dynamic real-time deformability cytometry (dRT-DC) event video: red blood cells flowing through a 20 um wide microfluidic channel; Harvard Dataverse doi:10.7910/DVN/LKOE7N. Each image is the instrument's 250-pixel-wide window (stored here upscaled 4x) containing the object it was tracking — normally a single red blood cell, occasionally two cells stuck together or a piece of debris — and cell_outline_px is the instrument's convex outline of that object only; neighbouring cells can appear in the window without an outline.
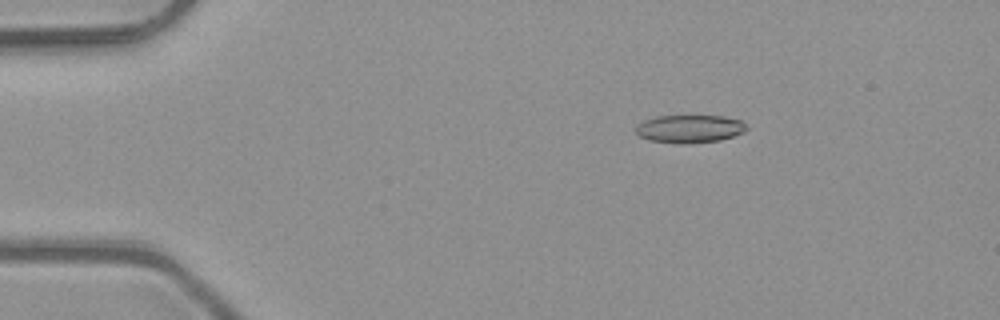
{"species": "common noctule bat (a hibernating species)", "species_latin": "Nyctalus noctula", "temperature_condition": "room temperature", "stored_images_in_passage": 51, "camera_frame_rate_fps": 3000, "um_per_image_px": 0.085, "animal": {"sex": "male", "body_mass_g": 23.1, "forearm_length_mm": 52.7}, "frame": {"image": 1, "passage_image": 9, "time_ms": 2.667, "image_size_px": [1000, 320], "cell_outline_px": [[748, 128], [744, 132], [720, 140], [688, 144], [680, 144], [648, 140], [640, 136], [636, 132], [636, 128], [644, 120], [656, 116], [724, 116], [740, 120]], "centroid_in_image_um": [58.62, 10.95], "position_along_channel_um": 26.4, "area_um2": 17.98}}
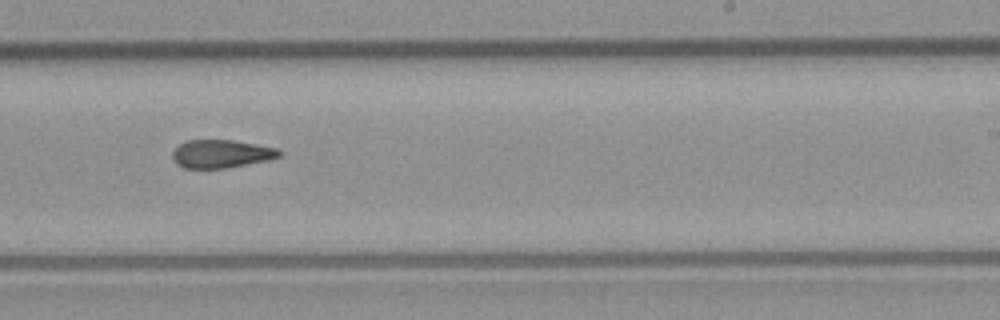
{"frame": {"image": 2, "passage_image": 32, "time_ms": 10.333, "image_size_px": [1000, 320], "cell_outline_px": [[280, 156], [268, 160], [228, 168], [184, 168], [176, 164], [172, 160], [172, 152], [180, 144], [188, 140], [232, 140], [276, 148], [280, 152]], "centroid_in_image_um": [18.76, 13.08], "position_along_channel_um": 270.2, "area_um2": 17.4}}
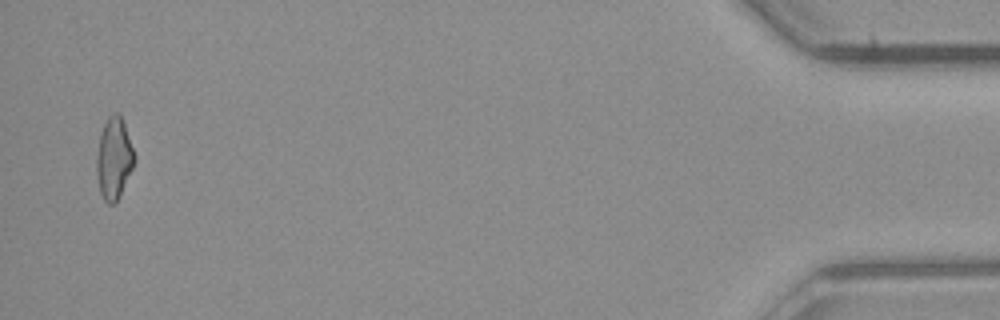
{"frame": {"image": 3, "passage_image": 50, "time_ms": 16.333, "image_size_px": [1000, 320], "cell_outline_px": [[132, 168], [120, 196], [112, 204], [108, 204], [104, 200], [100, 192], [96, 176], [96, 156], [100, 132], [108, 116], [112, 112], [120, 112], [132, 148]], "centroid_in_image_um": [9.63, 13.45], "position_along_channel_um": 425.6, "area_um2": 17.69}, "authors_computed_cell_mechanics": {"area_um2": 18.207, "velocity_mm_per_s": 4.094, "shape_relaxation_time_tau1_ms": null, "shape_relaxation_time_tau2_ms": 4.8988, "deformation_change_tau1": null, "deformation_change_tau2": 0.148}}